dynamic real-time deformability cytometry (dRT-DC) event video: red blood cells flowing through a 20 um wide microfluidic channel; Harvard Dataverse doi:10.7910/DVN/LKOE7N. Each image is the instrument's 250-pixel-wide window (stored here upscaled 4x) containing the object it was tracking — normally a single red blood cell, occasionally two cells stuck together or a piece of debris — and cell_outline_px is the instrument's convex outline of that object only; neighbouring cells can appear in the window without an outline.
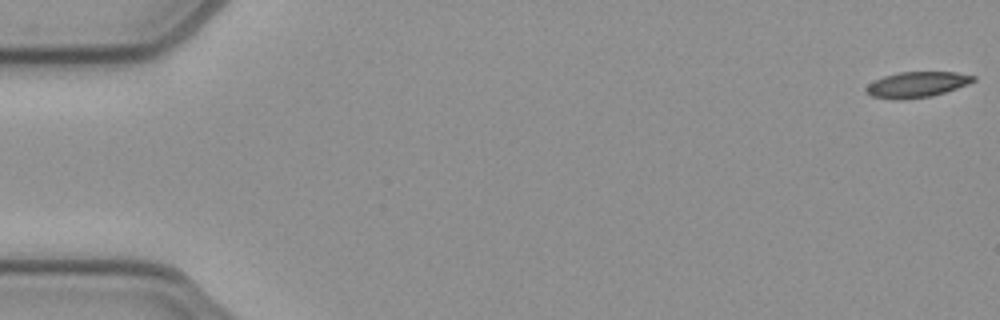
{"species": "common noctule bat (a hibernating species)", "species_latin": "Nyctalus noctula", "temperature_condition": "cold", "stored_images_in_passage": 53, "camera_frame_rate_fps": 3000, "um_per_image_px": 0.085, "animal": {"sex": "female", "body_mass_g": 21.9}, "frame": {"image": 1, "passage_image": 1, "time_ms": 0.0, "image_size_px": [1000, 320], "cell_outline_px": [[976, 80], [968, 84], [932, 96], [872, 96], [864, 88], [868, 84], [884, 76], [900, 72], [956, 72], [976, 76]], "centroid_in_image_um": [78.03, 7.12], "position_along_channel_um": 7.0, "area_um2": 14.97}}
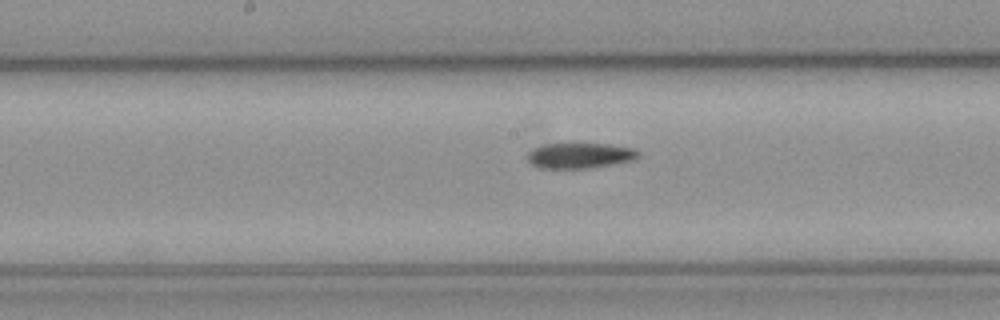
{"frame": {"image": 2, "passage_image": 27, "time_ms": 8.667, "image_size_px": [1000, 320], "cell_outline_px": [[640, 156], [636, 160], [592, 168], [536, 168], [528, 160], [528, 152], [532, 148], [544, 144], [612, 144], [632, 148], [640, 152]], "centroid_in_image_um": [49.32, 13.23], "position_along_channel_um": 198.9, "area_um2": 16.65}}
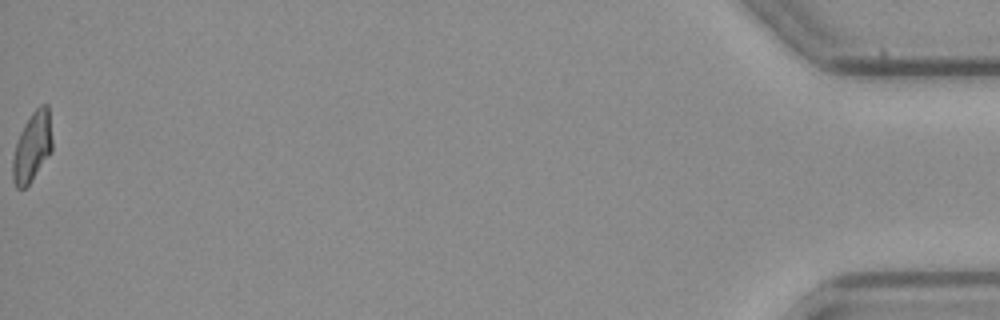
{"frame": {"image": 3, "passage_image": 53, "time_ms": 17.333, "image_size_px": [1000, 320], "cell_outline_px": [[52, 152], [28, 184], [24, 188], [16, 188], [12, 180], [12, 160], [16, 144], [20, 132], [24, 124], [32, 112], [40, 104], [48, 104], [52, 140]], "centroid_in_image_um": [2.74, 12.47], "position_along_channel_um": 432.5, "area_um2": 16.01}}